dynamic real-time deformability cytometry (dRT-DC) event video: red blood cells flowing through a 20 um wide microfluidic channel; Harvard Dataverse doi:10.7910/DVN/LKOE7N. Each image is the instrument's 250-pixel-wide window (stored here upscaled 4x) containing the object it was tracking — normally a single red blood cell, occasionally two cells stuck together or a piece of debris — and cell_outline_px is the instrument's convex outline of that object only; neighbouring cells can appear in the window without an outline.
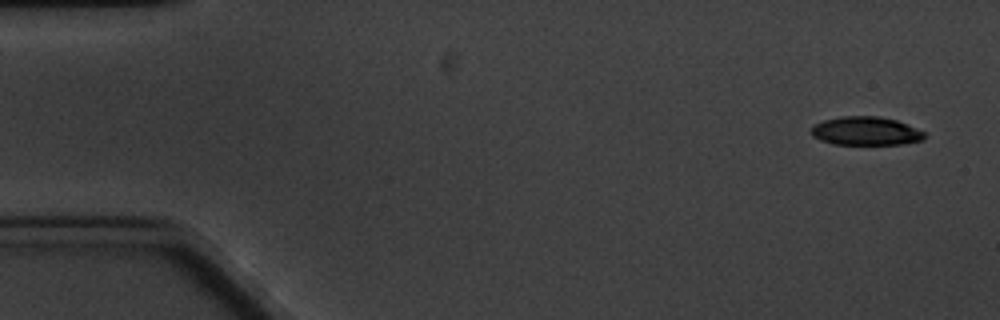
{"species": "common noctule bat (a hibernating species)", "species_latin": "Nyctalus noctula", "temperature_condition": "cold", "stored_images_in_passage": 4, "camera_frame_rate_fps": 3000, "um_per_image_px": 0.085, "animal": {"sex": "male", "body_mass_g": 20.1, "forearm_length_mm": 53.5}, "frame": {"image": 1, "passage_image": 1, "time_ms": 0.0, "image_size_px": [1000, 320], "cell_outline_px": [[924, 140], [900, 144], [832, 144], [820, 140], [812, 136], [812, 128], [816, 124], [824, 120], [840, 116], [880, 116], [896, 120], [924, 132]], "centroid_in_image_um": [73.57, 11.14], "position_along_channel_um": 11.4, "area_um2": 18.67}}
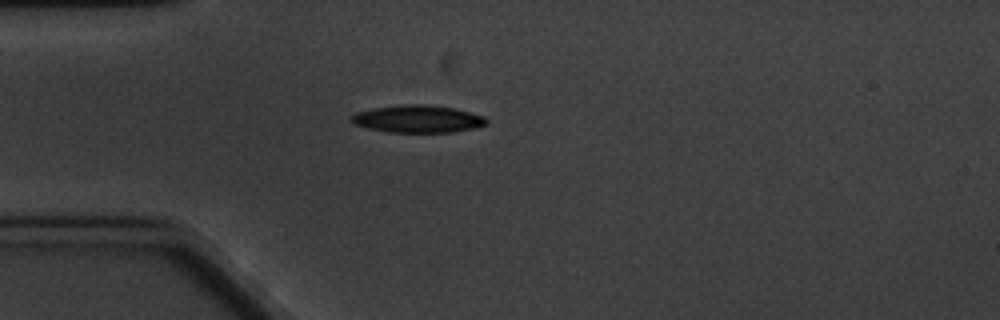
{"frame": {"image": 2, "passage_image": 4, "time_ms": 4.333, "image_size_px": [1000, 320], "cell_outline_px": [[488, 124], [472, 128], [452, 132], [388, 132], [368, 128], [352, 124], [348, 120], [356, 112], [372, 108], [404, 104], [424, 104], [452, 108], [484, 116], [488, 120]], "centroid_in_image_um": [35.46, 10.11], "position_along_channel_um": 49.5, "area_um2": 21.56}}